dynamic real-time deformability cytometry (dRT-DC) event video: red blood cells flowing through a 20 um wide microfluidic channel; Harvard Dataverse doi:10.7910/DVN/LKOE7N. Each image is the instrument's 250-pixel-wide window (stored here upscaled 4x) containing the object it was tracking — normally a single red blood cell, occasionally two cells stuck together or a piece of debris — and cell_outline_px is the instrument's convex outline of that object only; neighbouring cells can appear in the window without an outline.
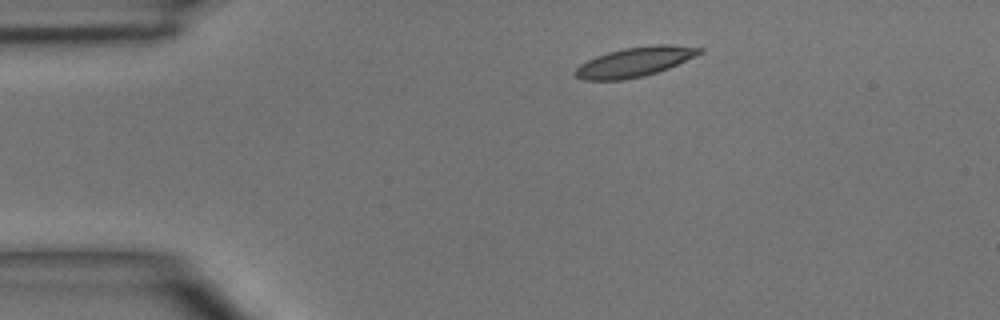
{"species": "common noctule bat (a hibernating species)", "species_latin": "Nyctalus noctula", "temperature_condition": "room temperature", "stored_images_in_passage": 3, "camera_frame_rate_fps": 3000, "um_per_image_px": 0.085, "animal": {"sex": "male", "body_mass_g": 15.6}, "frame": {"image": 1, "passage_image": 1, "time_ms": 0.0, "image_size_px": [1000, 320], "cell_outline_px": [[704, 52], [696, 56], [668, 68], [644, 76], [624, 80], [580, 80], [576, 76], [576, 68], [580, 64], [596, 56], [608, 52], [624, 48], [652, 44], [672, 44], [704, 48]], "centroid_in_image_um": [53.99, 5.25], "position_along_channel_um": 31.0, "area_um2": 21.5}}